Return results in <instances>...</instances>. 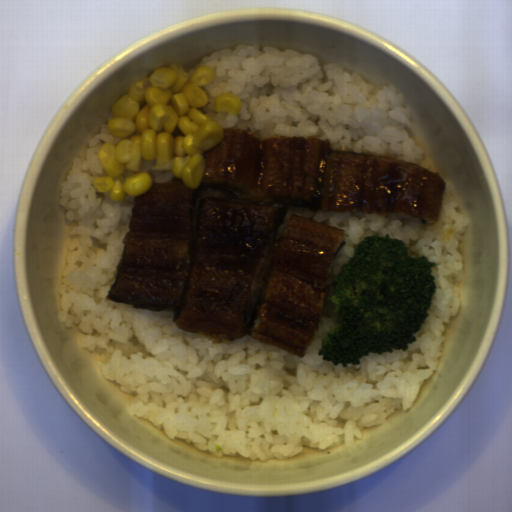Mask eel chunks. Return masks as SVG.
I'll return each instance as SVG.
<instances>
[{
	"mask_svg": "<svg viewBox=\"0 0 512 512\" xmlns=\"http://www.w3.org/2000/svg\"><path fill=\"white\" fill-rule=\"evenodd\" d=\"M197 188L181 178L133 196L107 299L171 309L178 328L212 342L249 336L300 358L312 343L346 244L343 228L289 212L401 214L437 225L438 171L329 139L222 127Z\"/></svg>",
	"mask_w": 512,
	"mask_h": 512,
	"instance_id": "obj_1",
	"label": "eel chunks"
}]
</instances>
